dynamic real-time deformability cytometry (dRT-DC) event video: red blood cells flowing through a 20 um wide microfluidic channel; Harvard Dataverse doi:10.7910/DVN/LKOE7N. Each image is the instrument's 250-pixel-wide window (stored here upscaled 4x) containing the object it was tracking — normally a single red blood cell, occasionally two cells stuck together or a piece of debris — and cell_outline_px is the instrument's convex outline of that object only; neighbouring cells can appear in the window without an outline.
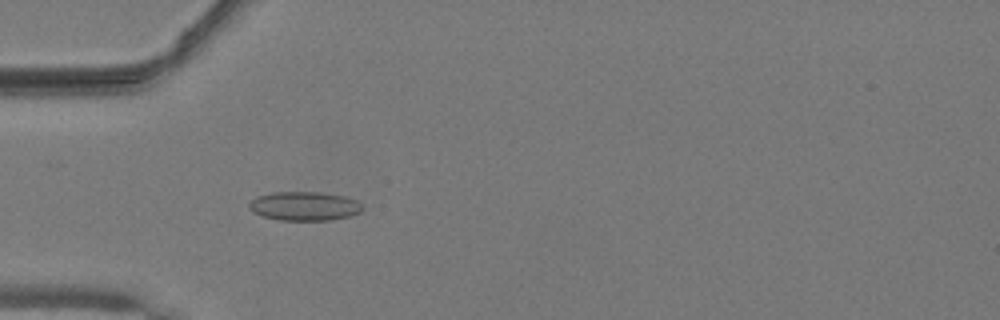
{"species": "common noctule bat (a hibernating species)", "species_latin": "Nyctalus noctula", "temperature_condition": "warm", "stored_images_in_passage": 50, "camera_frame_rate_fps": 3000, "um_per_image_px": 0.085, "animal": {"sex": "male", "body_mass_g": 19.2, "forearm_length_mm": 51.8}, "frame": {"image": 1, "passage_image": 15, "time_ms": 4.667, "image_size_px": [1000, 320], "cell_outline_px": [[364, 208], [360, 212], [348, 216], [332, 220], [280, 220], [260, 216], [252, 212], [248, 208], [248, 204], [256, 196], [272, 192], [320, 192], [344, 196], [356, 200], [364, 204]], "centroid_in_image_um": [25.86, 17.52], "position_along_channel_um": 59.1, "area_um2": 19.36}}
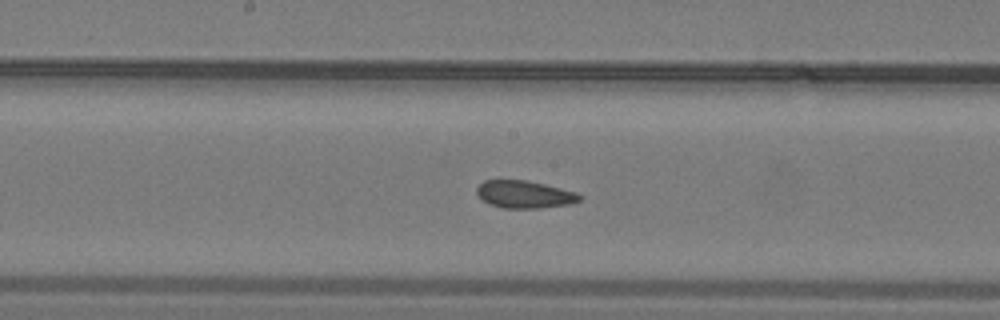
{"frame": {"image": 2, "passage_image": 26, "time_ms": 8.333, "image_size_px": [1000, 320], "cell_outline_px": [[584, 196], [580, 200], [572, 204], [540, 208], [504, 208], [488, 204], [476, 192], [476, 188], [484, 180], [524, 180], [544, 184], [576, 192]], "centroid_in_image_um": [44.61, 16.53], "position_along_channel_um": 203.6, "area_um2": 16.47}}
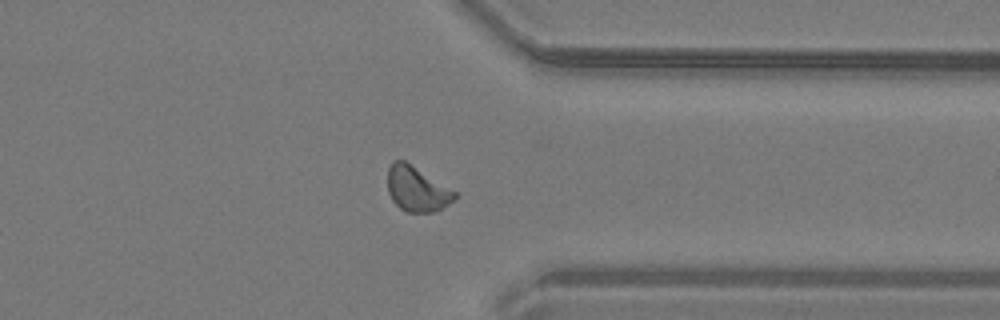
{"frame": {"image": 3, "passage_image": 39, "time_ms": 12.667, "image_size_px": [1000, 320], "cell_outline_px": [[460, 196], [456, 200], [432, 212], [408, 212], [400, 208], [392, 200], [388, 192], [388, 168], [392, 160], [404, 160], [456, 192]], "centroid_in_image_um": [35.43, 16.06], "position_along_channel_um": 376.0, "area_um2": 17.46}, "authors_computed_cell_mechanics": {"area_um2": 17.4556, "velocity_mm_per_s": 4.0563, "shape_relaxation_time_tau1_ms": null, "shape_relaxation_time_tau2_ms": 2.1623, "deformation_change_tau1": null, "deformation_change_tau2": 0.0644}}